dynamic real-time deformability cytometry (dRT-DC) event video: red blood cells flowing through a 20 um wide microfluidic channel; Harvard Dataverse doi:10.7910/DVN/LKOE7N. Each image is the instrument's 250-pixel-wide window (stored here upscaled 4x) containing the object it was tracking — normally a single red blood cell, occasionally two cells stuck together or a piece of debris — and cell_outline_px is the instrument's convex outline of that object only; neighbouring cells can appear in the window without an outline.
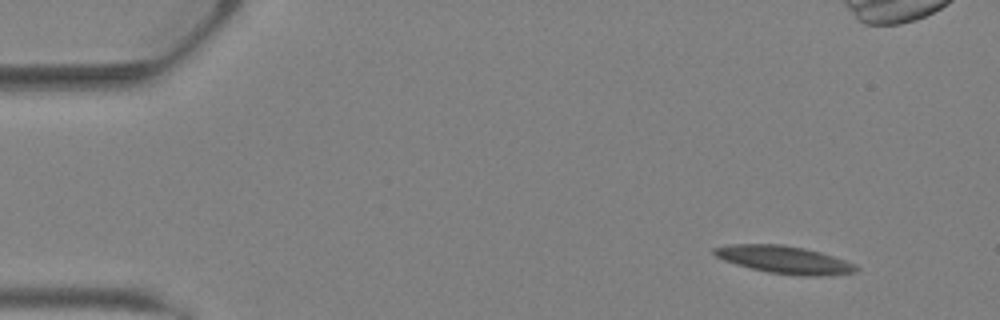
{"species": "Egyptian fruit bat (a non-hibernating species)", "species_latin": "Rousettus aegyptiacus", "temperature_condition": "warm", "stored_images_in_passage": 3, "camera_frame_rate_fps": 3000, "um_per_image_px": 0.085, "animal": {"sex": "female"}, "frame": {"image": 1, "passage_image": 1, "time_ms": 0.0, "image_size_px": [1000, 320], "cell_outline_px": [[860, 268], [856, 272], [820, 276], [808, 276], [768, 272], [736, 264], [724, 260], [716, 256], [712, 252], [712, 248], [732, 244], [784, 244], [804, 248], [820, 252], [856, 264]], "centroid_in_image_um": [66.67, 22.06], "position_along_channel_um": 18.3, "area_um2": 22.66}}